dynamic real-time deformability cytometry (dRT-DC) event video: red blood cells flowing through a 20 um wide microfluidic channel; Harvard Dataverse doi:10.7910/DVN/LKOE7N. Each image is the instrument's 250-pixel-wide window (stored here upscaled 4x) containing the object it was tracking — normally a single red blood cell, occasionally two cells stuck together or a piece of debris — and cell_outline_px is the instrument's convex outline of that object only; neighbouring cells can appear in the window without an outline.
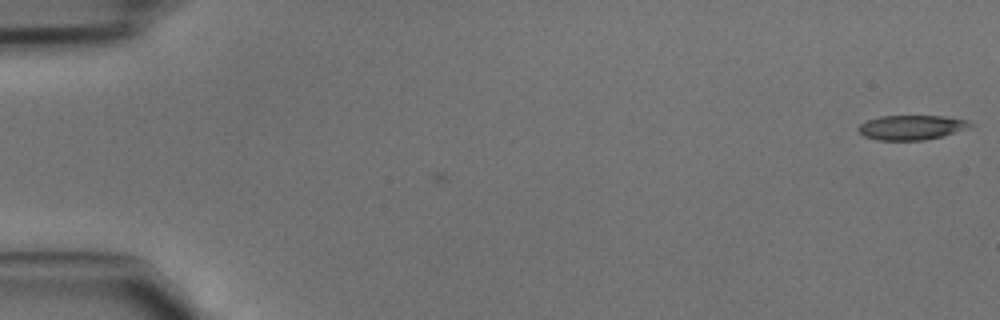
{"species": "common noctule bat (a hibernating species)", "species_latin": "Nyctalus noctula", "temperature_condition": "cold", "stored_images_in_passage": 5, "camera_frame_rate_fps": 3000, "um_per_image_px": 0.085, "animal": {"sex": "male", "body_mass_g": 15.6}, "frame": {"image": 1, "passage_image": 5, "time_ms": 1.333, "image_size_px": [1000, 320], "cell_outline_px": [[972, 128], [944, 136], [924, 140], [876, 140], [864, 136], [856, 128], [860, 124], [868, 120], [880, 116], [944, 116], [968, 120], [972, 124]], "centroid_in_image_um": [77.52, 10.83], "position_along_channel_um": 7.5, "area_um2": 16.24}}